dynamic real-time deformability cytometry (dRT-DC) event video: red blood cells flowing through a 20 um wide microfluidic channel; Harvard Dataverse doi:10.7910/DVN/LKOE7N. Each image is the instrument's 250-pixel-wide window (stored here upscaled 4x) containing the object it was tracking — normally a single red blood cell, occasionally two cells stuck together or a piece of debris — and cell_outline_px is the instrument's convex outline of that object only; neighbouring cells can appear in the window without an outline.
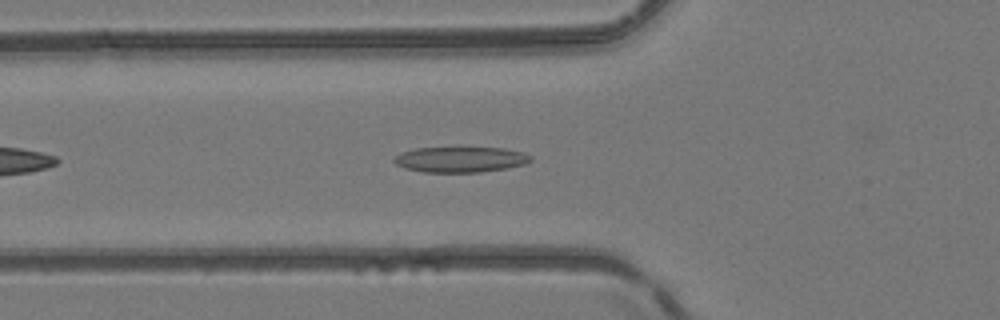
{"species": "common noctule bat (a hibernating species)", "species_latin": "Nyctalus noctula", "temperature_condition": "room temperature", "stored_images_in_passage": 38, "camera_frame_rate_fps": 3000, "um_per_image_px": 0.085, "animal": {"sex": "female", "body_mass_g": 24.6, "forearm_length_mm": 56.2}, "frame": {"image": 1, "passage_image": 6, "time_ms": 1.667, "image_size_px": [1000, 320], "cell_outline_px": [[532, 160], [524, 164], [508, 168], [480, 172], [420, 172], [404, 168], [396, 164], [392, 160], [400, 152], [416, 148], [456, 144], [460, 144], [504, 148], [524, 152], [532, 156]], "centroid_in_image_um": [39.13, 13.49], "position_along_channel_um": 86.7, "area_um2": 21.73}}
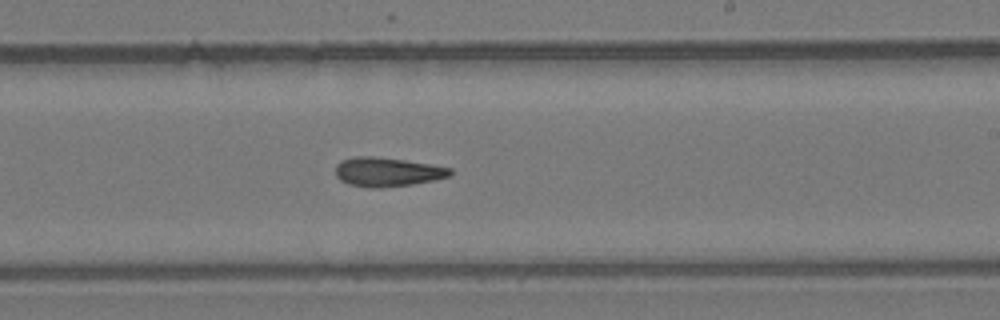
{"frame": {"image": 2, "passage_image": 18, "time_ms": 5.667, "image_size_px": [1000, 320], "cell_outline_px": [[452, 176], [412, 184], [380, 188], [368, 188], [348, 184], [340, 180], [336, 176], [336, 164], [340, 160], [356, 156], [372, 156], [404, 160], [452, 168]], "centroid_in_image_um": [32.89, 14.62], "position_along_channel_um": 256.1, "area_um2": 19.48}}
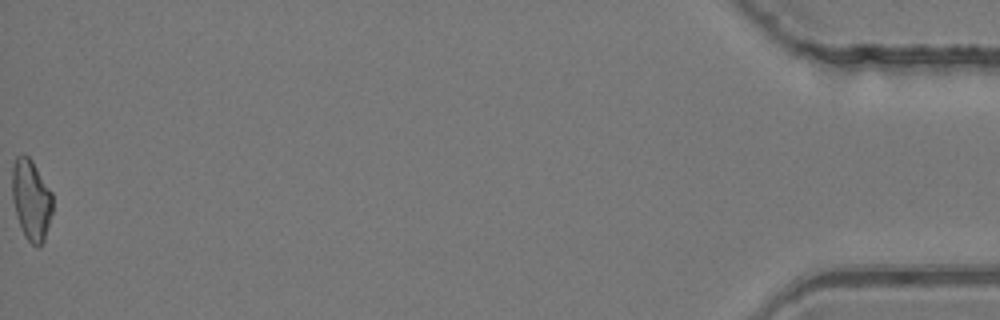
{"frame": {"image": 3, "passage_image": 38, "time_ms": 12.333, "image_size_px": [1000, 320], "cell_outline_px": [[52, 212], [44, 240], [40, 248], [36, 248], [24, 236], [16, 212], [12, 196], [12, 168], [16, 156], [24, 152], [32, 160], [52, 192]], "centroid_in_image_um": [2.65, 16.97], "position_along_channel_um": 432.5, "area_um2": 19.07}, "authors_computed_cell_mechanics": {"area_um2": 19.3052, "velocity_mm_per_s": 4.2172, "shape_relaxation_time_tau1_ms": null, "shape_relaxation_time_tau2_ms": 7.9198, "deformation_change_tau1": null, "deformation_change_tau2": 0.2186}}